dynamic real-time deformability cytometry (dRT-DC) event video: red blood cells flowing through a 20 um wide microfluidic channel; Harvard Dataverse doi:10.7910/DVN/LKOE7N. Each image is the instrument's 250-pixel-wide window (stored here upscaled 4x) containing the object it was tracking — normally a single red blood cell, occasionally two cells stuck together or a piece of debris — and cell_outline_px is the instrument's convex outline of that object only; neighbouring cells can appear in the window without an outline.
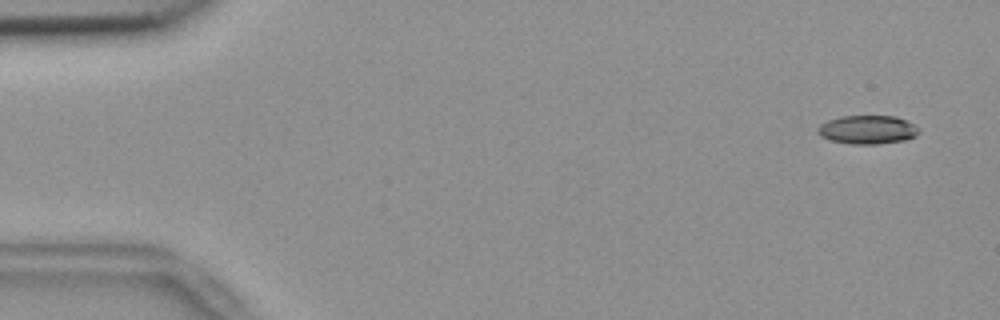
{"species": "common noctule bat (a hibernating species)", "species_latin": "Nyctalus noctula", "temperature_condition": "room temperature", "stored_images_in_passage": 55, "camera_frame_rate_fps": 3000, "um_per_image_px": 0.085, "animal": {"sex": "female", "body_mass_g": 18.4}, "frame": {"image": 1, "passage_image": 3, "time_ms": 0.667, "image_size_px": [1000, 320], "cell_outline_px": [[920, 132], [916, 136], [904, 140], [880, 144], [852, 144], [832, 140], [820, 136], [820, 124], [828, 120], [840, 116], [896, 116], [920, 128]], "centroid_in_image_um": [73.78, 11.02], "position_along_channel_um": 11.2, "area_um2": 16.7}}
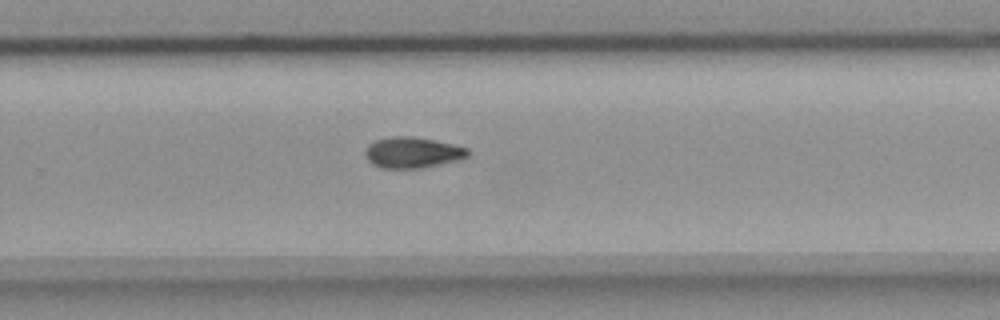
{"frame": {"image": 2, "passage_image": 36, "time_ms": 11.667, "image_size_px": [1000, 320], "cell_outline_px": [[468, 156], [456, 160], [420, 168], [380, 168], [372, 164], [368, 160], [364, 152], [368, 144], [376, 140], [392, 136], [412, 136], [452, 144], [468, 148]], "centroid_in_image_um": [35.01, 12.96], "position_along_channel_um": 294.8, "area_um2": 18.26}}
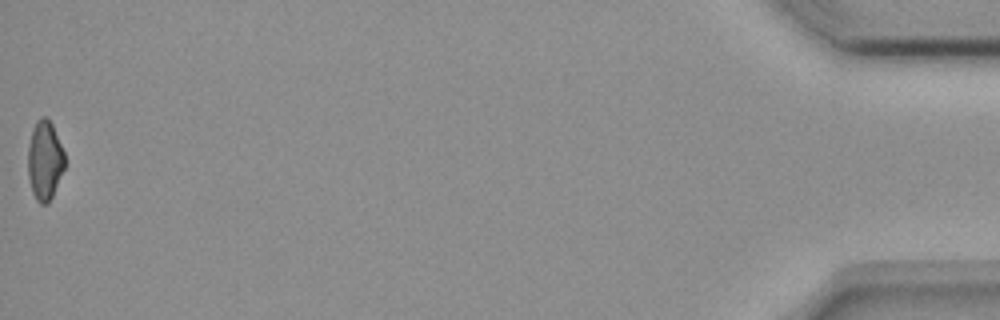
{"frame": {"image": 3, "passage_image": 55, "time_ms": 18.0, "image_size_px": [1000, 320], "cell_outline_px": [[64, 168], [52, 196], [48, 204], [40, 204], [36, 200], [32, 192], [28, 176], [28, 148], [32, 128], [36, 120], [40, 116], [44, 116], [52, 124], [64, 152]], "centroid_in_image_um": [3.78, 13.63], "position_along_channel_um": 431.4, "area_um2": 16.94}}